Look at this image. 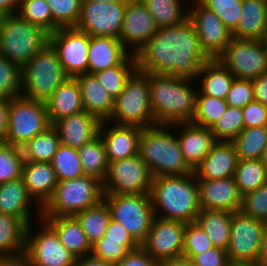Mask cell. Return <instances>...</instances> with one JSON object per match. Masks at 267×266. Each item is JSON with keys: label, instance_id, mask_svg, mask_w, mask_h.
<instances>
[{"label": "cell", "instance_id": "816d5d0a", "mask_svg": "<svg viewBox=\"0 0 267 266\" xmlns=\"http://www.w3.org/2000/svg\"><path fill=\"white\" fill-rule=\"evenodd\" d=\"M205 7L212 10L223 24L233 32L242 13V0H199Z\"/></svg>", "mask_w": 267, "mask_h": 266}, {"label": "cell", "instance_id": "6f0895ef", "mask_svg": "<svg viewBox=\"0 0 267 266\" xmlns=\"http://www.w3.org/2000/svg\"><path fill=\"white\" fill-rule=\"evenodd\" d=\"M155 261L141 246L129 251L115 266H157Z\"/></svg>", "mask_w": 267, "mask_h": 266}, {"label": "cell", "instance_id": "753ad0ef", "mask_svg": "<svg viewBox=\"0 0 267 266\" xmlns=\"http://www.w3.org/2000/svg\"><path fill=\"white\" fill-rule=\"evenodd\" d=\"M3 17H4V14L0 12V27H1V22H2Z\"/></svg>", "mask_w": 267, "mask_h": 266}, {"label": "cell", "instance_id": "f5cc1de1", "mask_svg": "<svg viewBox=\"0 0 267 266\" xmlns=\"http://www.w3.org/2000/svg\"><path fill=\"white\" fill-rule=\"evenodd\" d=\"M243 214L267 223V182L242 197L240 210Z\"/></svg>", "mask_w": 267, "mask_h": 266}, {"label": "cell", "instance_id": "f6af8a7d", "mask_svg": "<svg viewBox=\"0 0 267 266\" xmlns=\"http://www.w3.org/2000/svg\"><path fill=\"white\" fill-rule=\"evenodd\" d=\"M83 0H47L53 19V32L75 27L79 21Z\"/></svg>", "mask_w": 267, "mask_h": 266}, {"label": "cell", "instance_id": "277c9868", "mask_svg": "<svg viewBox=\"0 0 267 266\" xmlns=\"http://www.w3.org/2000/svg\"><path fill=\"white\" fill-rule=\"evenodd\" d=\"M138 155L153 177L189 175L193 172L184 161L173 124L143 128Z\"/></svg>", "mask_w": 267, "mask_h": 266}, {"label": "cell", "instance_id": "7402d4cb", "mask_svg": "<svg viewBox=\"0 0 267 266\" xmlns=\"http://www.w3.org/2000/svg\"><path fill=\"white\" fill-rule=\"evenodd\" d=\"M199 204L204 210L238 212L242 206V195L234 177L219 180H197Z\"/></svg>", "mask_w": 267, "mask_h": 266}, {"label": "cell", "instance_id": "8992f818", "mask_svg": "<svg viewBox=\"0 0 267 266\" xmlns=\"http://www.w3.org/2000/svg\"><path fill=\"white\" fill-rule=\"evenodd\" d=\"M103 200L102 182L92 176L59 181L41 217L75 216Z\"/></svg>", "mask_w": 267, "mask_h": 266}, {"label": "cell", "instance_id": "7dc6e473", "mask_svg": "<svg viewBox=\"0 0 267 266\" xmlns=\"http://www.w3.org/2000/svg\"><path fill=\"white\" fill-rule=\"evenodd\" d=\"M22 68L0 55V97L22 96Z\"/></svg>", "mask_w": 267, "mask_h": 266}, {"label": "cell", "instance_id": "e7e4bbea", "mask_svg": "<svg viewBox=\"0 0 267 266\" xmlns=\"http://www.w3.org/2000/svg\"><path fill=\"white\" fill-rule=\"evenodd\" d=\"M157 266H193L192 261L184 256L158 261Z\"/></svg>", "mask_w": 267, "mask_h": 266}, {"label": "cell", "instance_id": "bcb514c9", "mask_svg": "<svg viewBox=\"0 0 267 266\" xmlns=\"http://www.w3.org/2000/svg\"><path fill=\"white\" fill-rule=\"evenodd\" d=\"M210 129L216 141L232 142L244 129L242 109L228 106L222 117Z\"/></svg>", "mask_w": 267, "mask_h": 266}, {"label": "cell", "instance_id": "603a6c76", "mask_svg": "<svg viewBox=\"0 0 267 266\" xmlns=\"http://www.w3.org/2000/svg\"><path fill=\"white\" fill-rule=\"evenodd\" d=\"M29 195L23 178L0 183V213L18 217L27 227L41 218L42 208ZM33 206H35L33 208ZM33 209V210H32ZM32 210V211H31ZM36 211L33 213V211ZM33 217L34 214H37ZM33 218V219H32Z\"/></svg>", "mask_w": 267, "mask_h": 266}, {"label": "cell", "instance_id": "836d02e7", "mask_svg": "<svg viewBox=\"0 0 267 266\" xmlns=\"http://www.w3.org/2000/svg\"><path fill=\"white\" fill-rule=\"evenodd\" d=\"M158 28L176 26L188 19L190 0H141ZM187 3V4H186Z\"/></svg>", "mask_w": 267, "mask_h": 266}, {"label": "cell", "instance_id": "6125c7cd", "mask_svg": "<svg viewBox=\"0 0 267 266\" xmlns=\"http://www.w3.org/2000/svg\"><path fill=\"white\" fill-rule=\"evenodd\" d=\"M0 266H32L25 252L0 256Z\"/></svg>", "mask_w": 267, "mask_h": 266}, {"label": "cell", "instance_id": "db71d44e", "mask_svg": "<svg viewBox=\"0 0 267 266\" xmlns=\"http://www.w3.org/2000/svg\"><path fill=\"white\" fill-rule=\"evenodd\" d=\"M228 106L243 108L254 100L253 82L235 78L225 98Z\"/></svg>", "mask_w": 267, "mask_h": 266}, {"label": "cell", "instance_id": "2e32d148", "mask_svg": "<svg viewBox=\"0 0 267 266\" xmlns=\"http://www.w3.org/2000/svg\"><path fill=\"white\" fill-rule=\"evenodd\" d=\"M188 19L194 26L202 50L210 59H216L230 43L232 32L199 0H190Z\"/></svg>", "mask_w": 267, "mask_h": 266}, {"label": "cell", "instance_id": "f546056e", "mask_svg": "<svg viewBox=\"0 0 267 266\" xmlns=\"http://www.w3.org/2000/svg\"><path fill=\"white\" fill-rule=\"evenodd\" d=\"M41 218L55 230L60 242L76 258L91 255L92 245L75 216Z\"/></svg>", "mask_w": 267, "mask_h": 266}, {"label": "cell", "instance_id": "8d00e7d4", "mask_svg": "<svg viewBox=\"0 0 267 266\" xmlns=\"http://www.w3.org/2000/svg\"><path fill=\"white\" fill-rule=\"evenodd\" d=\"M77 150L84 175L95 177L103 182L107 174L109 162L102 138L97 136L90 143L84 144Z\"/></svg>", "mask_w": 267, "mask_h": 266}, {"label": "cell", "instance_id": "484cf974", "mask_svg": "<svg viewBox=\"0 0 267 266\" xmlns=\"http://www.w3.org/2000/svg\"><path fill=\"white\" fill-rule=\"evenodd\" d=\"M22 178L29 195L41 208L51 199L58 180L51 163L24 161Z\"/></svg>", "mask_w": 267, "mask_h": 266}, {"label": "cell", "instance_id": "b9f144b4", "mask_svg": "<svg viewBox=\"0 0 267 266\" xmlns=\"http://www.w3.org/2000/svg\"><path fill=\"white\" fill-rule=\"evenodd\" d=\"M51 164L58 182L84 176L76 148L60 144Z\"/></svg>", "mask_w": 267, "mask_h": 266}, {"label": "cell", "instance_id": "8c879c8a", "mask_svg": "<svg viewBox=\"0 0 267 266\" xmlns=\"http://www.w3.org/2000/svg\"><path fill=\"white\" fill-rule=\"evenodd\" d=\"M231 266H259L258 264H231Z\"/></svg>", "mask_w": 267, "mask_h": 266}, {"label": "cell", "instance_id": "680465c9", "mask_svg": "<svg viewBox=\"0 0 267 266\" xmlns=\"http://www.w3.org/2000/svg\"><path fill=\"white\" fill-rule=\"evenodd\" d=\"M104 237L114 241H136L122 224L112 219L109 221Z\"/></svg>", "mask_w": 267, "mask_h": 266}, {"label": "cell", "instance_id": "03108f58", "mask_svg": "<svg viewBox=\"0 0 267 266\" xmlns=\"http://www.w3.org/2000/svg\"><path fill=\"white\" fill-rule=\"evenodd\" d=\"M20 0H0V12L4 15L17 13Z\"/></svg>", "mask_w": 267, "mask_h": 266}, {"label": "cell", "instance_id": "60d3db41", "mask_svg": "<svg viewBox=\"0 0 267 266\" xmlns=\"http://www.w3.org/2000/svg\"><path fill=\"white\" fill-rule=\"evenodd\" d=\"M234 179L242 196L260 188L267 182L261 159H239Z\"/></svg>", "mask_w": 267, "mask_h": 266}, {"label": "cell", "instance_id": "ffe728a7", "mask_svg": "<svg viewBox=\"0 0 267 266\" xmlns=\"http://www.w3.org/2000/svg\"><path fill=\"white\" fill-rule=\"evenodd\" d=\"M176 138L187 165L194 171L217 142L210 128L191 122L173 124Z\"/></svg>", "mask_w": 267, "mask_h": 266}, {"label": "cell", "instance_id": "ac0fdd59", "mask_svg": "<svg viewBox=\"0 0 267 266\" xmlns=\"http://www.w3.org/2000/svg\"><path fill=\"white\" fill-rule=\"evenodd\" d=\"M186 224L180 221L154 218L141 247L155 260L182 256Z\"/></svg>", "mask_w": 267, "mask_h": 266}, {"label": "cell", "instance_id": "91938a15", "mask_svg": "<svg viewBox=\"0 0 267 266\" xmlns=\"http://www.w3.org/2000/svg\"><path fill=\"white\" fill-rule=\"evenodd\" d=\"M254 100L267 106V72L252 80Z\"/></svg>", "mask_w": 267, "mask_h": 266}, {"label": "cell", "instance_id": "74e56055", "mask_svg": "<svg viewBox=\"0 0 267 266\" xmlns=\"http://www.w3.org/2000/svg\"><path fill=\"white\" fill-rule=\"evenodd\" d=\"M137 70L136 56L129 54L119 65L94 73L99 83L115 99L123 91L126 81Z\"/></svg>", "mask_w": 267, "mask_h": 266}, {"label": "cell", "instance_id": "1f68e13d", "mask_svg": "<svg viewBox=\"0 0 267 266\" xmlns=\"http://www.w3.org/2000/svg\"><path fill=\"white\" fill-rule=\"evenodd\" d=\"M267 32V0H242V13L232 37L259 40Z\"/></svg>", "mask_w": 267, "mask_h": 266}, {"label": "cell", "instance_id": "003e7915", "mask_svg": "<svg viewBox=\"0 0 267 266\" xmlns=\"http://www.w3.org/2000/svg\"><path fill=\"white\" fill-rule=\"evenodd\" d=\"M257 264L259 266H267V223L262 236L261 251Z\"/></svg>", "mask_w": 267, "mask_h": 266}, {"label": "cell", "instance_id": "6da1fadb", "mask_svg": "<svg viewBox=\"0 0 267 266\" xmlns=\"http://www.w3.org/2000/svg\"><path fill=\"white\" fill-rule=\"evenodd\" d=\"M135 56L140 72L192 80L196 79L202 66L210 59L200 47L189 19L176 26L158 28Z\"/></svg>", "mask_w": 267, "mask_h": 266}, {"label": "cell", "instance_id": "7bdbcfd3", "mask_svg": "<svg viewBox=\"0 0 267 266\" xmlns=\"http://www.w3.org/2000/svg\"><path fill=\"white\" fill-rule=\"evenodd\" d=\"M227 107L225 99L198 94L195 114L191 123L211 128L222 117Z\"/></svg>", "mask_w": 267, "mask_h": 266}, {"label": "cell", "instance_id": "11a10c76", "mask_svg": "<svg viewBox=\"0 0 267 266\" xmlns=\"http://www.w3.org/2000/svg\"><path fill=\"white\" fill-rule=\"evenodd\" d=\"M244 128L267 127V106L253 100L242 108Z\"/></svg>", "mask_w": 267, "mask_h": 266}, {"label": "cell", "instance_id": "cb8c5ba5", "mask_svg": "<svg viewBox=\"0 0 267 266\" xmlns=\"http://www.w3.org/2000/svg\"><path fill=\"white\" fill-rule=\"evenodd\" d=\"M101 123L96 116L82 111L62 118L52 126L56 129L61 144L78 149L99 136Z\"/></svg>", "mask_w": 267, "mask_h": 266}, {"label": "cell", "instance_id": "c3c4849f", "mask_svg": "<svg viewBox=\"0 0 267 266\" xmlns=\"http://www.w3.org/2000/svg\"><path fill=\"white\" fill-rule=\"evenodd\" d=\"M23 163L20 147L0 142V183L21 178Z\"/></svg>", "mask_w": 267, "mask_h": 266}, {"label": "cell", "instance_id": "5bb4252c", "mask_svg": "<svg viewBox=\"0 0 267 266\" xmlns=\"http://www.w3.org/2000/svg\"><path fill=\"white\" fill-rule=\"evenodd\" d=\"M217 59L238 79L254 80L267 72V58L259 40L232 37Z\"/></svg>", "mask_w": 267, "mask_h": 266}, {"label": "cell", "instance_id": "d4e9b609", "mask_svg": "<svg viewBox=\"0 0 267 266\" xmlns=\"http://www.w3.org/2000/svg\"><path fill=\"white\" fill-rule=\"evenodd\" d=\"M238 160L233 142L217 141L193 172L197 180H219L234 177Z\"/></svg>", "mask_w": 267, "mask_h": 266}, {"label": "cell", "instance_id": "d6a6232c", "mask_svg": "<svg viewBox=\"0 0 267 266\" xmlns=\"http://www.w3.org/2000/svg\"><path fill=\"white\" fill-rule=\"evenodd\" d=\"M234 212L201 209L195 222L206 232L214 247L227 250Z\"/></svg>", "mask_w": 267, "mask_h": 266}, {"label": "cell", "instance_id": "5b68a950", "mask_svg": "<svg viewBox=\"0 0 267 266\" xmlns=\"http://www.w3.org/2000/svg\"><path fill=\"white\" fill-rule=\"evenodd\" d=\"M51 34L18 13L6 14L0 27V55L22 68L36 53L51 44Z\"/></svg>", "mask_w": 267, "mask_h": 266}, {"label": "cell", "instance_id": "be15d7a7", "mask_svg": "<svg viewBox=\"0 0 267 266\" xmlns=\"http://www.w3.org/2000/svg\"><path fill=\"white\" fill-rule=\"evenodd\" d=\"M74 266H115L101 259L95 258L92 255L78 257Z\"/></svg>", "mask_w": 267, "mask_h": 266}, {"label": "cell", "instance_id": "f1b7e54d", "mask_svg": "<svg viewBox=\"0 0 267 266\" xmlns=\"http://www.w3.org/2000/svg\"><path fill=\"white\" fill-rule=\"evenodd\" d=\"M129 54L117 38L89 36L87 73L119 65Z\"/></svg>", "mask_w": 267, "mask_h": 266}, {"label": "cell", "instance_id": "a7ac6f4b", "mask_svg": "<svg viewBox=\"0 0 267 266\" xmlns=\"http://www.w3.org/2000/svg\"><path fill=\"white\" fill-rule=\"evenodd\" d=\"M261 45L263 46L264 54L267 58V32L259 39Z\"/></svg>", "mask_w": 267, "mask_h": 266}, {"label": "cell", "instance_id": "89a4df30", "mask_svg": "<svg viewBox=\"0 0 267 266\" xmlns=\"http://www.w3.org/2000/svg\"><path fill=\"white\" fill-rule=\"evenodd\" d=\"M261 161H262L263 167H264L266 174H267V147H266L265 151L263 152V155L261 157Z\"/></svg>", "mask_w": 267, "mask_h": 266}, {"label": "cell", "instance_id": "ba28073f", "mask_svg": "<svg viewBox=\"0 0 267 266\" xmlns=\"http://www.w3.org/2000/svg\"><path fill=\"white\" fill-rule=\"evenodd\" d=\"M22 96L45 102L68 76L50 44L22 67Z\"/></svg>", "mask_w": 267, "mask_h": 266}, {"label": "cell", "instance_id": "44dd1931", "mask_svg": "<svg viewBox=\"0 0 267 266\" xmlns=\"http://www.w3.org/2000/svg\"><path fill=\"white\" fill-rule=\"evenodd\" d=\"M143 128L116 125L108 121L101 123L99 136L102 138L108 162L138 155Z\"/></svg>", "mask_w": 267, "mask_h": 266}, {"label": "cell", "instance_id": "8fae6325", "mask_svg": "<svg viewBox=\"0 0 267 266\" xmlns=\"http://www.w3.org/2000/svg\"><path fill=\"white\" fill-rule=\"evenodd\" d=\"M38 221L34 222L40 227L34 229L31 223L26 229L24 252L31 265L74 266L77 258L60 242L55 230L44 219Z\"/></svg>", "mask_w": 267, "mask_h": 266}, {"label": "cell", "instance_id": "9f6ffc18", "mask_svg": "<svg viewBox=\"0 0 267 266\" xmlns=\"http://www.w3.org/2000/svg\"><path fill=\"white\" fill-rule=\"evenodd\" d=\"M191 261L193 266H231L227 251L217 247L196 255Z\"/></svg>", "mask_w": 267, "mask_h": 266}, {"label": "cell", "instance_id": "3957f363", "mask_svg": "<svg viewBox=\"0 0 267 266\" xmlns=\"http://www.w3.org/2000/svg\"><path fill=\"white\" fill-rule=\"evenodd\" d=\"M150 197L156 217L195 222L201 211L199 186L194 172L189 175L153 177Z\"/></svg>", "mask_w": 267, "mask_h": 266}, {"label": "cell", "instance_id": "4316f807", "mask_svg": "<svg viewBox=\"0 0 267 266\" xmlns=\"http://www.w3.org/2000/svg\"><path fill=\"white\" fill-rule=\"evenodd\" d=\"M45 104L51 125L62 118L84 111L77 79L68 77L55 89Z\"/></svg>", "mask_w": 267, "mask_h": 266}, {"label": "cell", "instance_id": "83f0119b", "mask_svg": "<svg viewBox=\"0 0 267 266\" xmlns=\"http://www.w3.org/2000/svg\"><path fill=\"white\" fill-rule=\"evenodd\" d=\"M75 78L80 86L83 110L96 116L101 122L108 121L113 110V97L94 74L85 73Z\"/></svg>", "mask_w": 267, "mask_h": 266}, {"label": "cell", "instance_id": "52a82bcc", "mask_svg": "<svg viewBox=\"0 0 267 266\" xmlns=\"http://www.w3.org/2000/svg\"><path fill=\"white\" fill-rule=\"evenodd\" d=\"M108 122L116 125L155 126L149 93V73L136 70L126 81L123 91L114 99Z\"/></svg>", "mask_w": 267, "mask_h": 266}, {"label": "cell", "instance_id": "d6986e66", "mask_svg": "<svg viewBox=\"0 0 267 266\" xmlns=\"http://www.w3.org/2000/svg\"><path fill=\"white\" fill-rule=\"evenodd\" d=\"M153 15L141 0H127L125 15L119 40L124 48L133 55L157 32Z\"/></svg>", "mask_w": 267, "mask_h": 266}, {"label": "cell", "instance_id": "4dcf8cb0", "mask_svg": "<svg viewBox=\"0 0 267 266\" xmlns=\"http://www.w3.org/2000/svg\"><path fill=\"white\" fill-rule=\"evenodd\" d=\"M235 77L216 58L209 59L201 68L195 81L198 86V94L225 99Z\"/></svg>", "mask_w": 267, "mask_h": 266}, {"label": "cell", "instance_id": "ab89813d", "mask_svg": "<svg viewBox=\"0 0 267 266\" xmlns=\"http://www.w3.org/2000/svg\"><path fill=\"white\" fill-rule=\"evenodd\" d=\"M232 142L238 159H261L267 147V127L244 128Z\"/></svg>", "mask_w": 267, "mask_h": 266}, {"label": "cell", "instance_id": "9a60e30c", "mask_svg": "<svg viewBox=\"0 0 267 266\" xmlns=\"http://www.w3.org/2000/svg\"><path fill=\"white\" fill-rule=\"evenodd\" d=\"M127 2L82 1L81 14L75 28L89 36L120 37Z\"/></svg>", "mask_w": 267, "mask_h": 266}, {"label": "cell", "instance_id": "30bf717a", "mask_svg": "<svg viewBox=\"0 0 267 266\" xmlns=\"http://www.w3.org/2000/svg\"><path fill=\"white\" fill-rule=\"evenodd\" d=\"M50 126L45 102L23 96L9 99V127L3 143L22 148Z\"/></svg>", "mask_w": 267, "mask_h": 266}, {"label": "cell", "instance_id": "7c38bea8", "mask_svg": "<svg viewBox=\"0 0 267 266\" xmlns=\"http://www.w3.org/2000/svg\"><path fill=\"white\" fill-rule=\"evenodd\" d=\"M153 176L139 155L109 162L103 194H150Z\"/></svg>", "mask_w": 267, "mask_h": 266}, {"label": "cell", "instance_id": "ee69618b", "mask_svg": "<svg viewBox=\"0 0 267 266\" xmlns=\"http://www.w3.org/2000/svg\"><path fill=\"white\" fill-rule=\"evenodd\" d=\"M141 245L137 241H114L102 237L92 245L91 255L107 263L118 264L129 251L138 249Z\"/></svg>", "mask_w": 267, "mask_h": 266}, {"label": "cell", "instance_id": "94428289", "mask_svg": "<svg viewBox=\"0 0 267 266\" xmlns=\"http://www.w3.org/2000/svg\"><path fill=\"white\" fill-rule=\"evenodd\" d=\"M9 127V99L0 97V142H4Z\"/></svg>", "mask_w": 267, "mask_h": 266}, {"label": "cell", "instance_id": "681fc988", "mask_svg": "<svg viewBox=\"0 0 267 266\" xmlns=\"http://www.w3.org/2000/svg\"><path fill=\"white\" fill-rule=\"evenodd\" d=\"M17 13L28 22L53 33V19L47 0H24Z\"/></svg>", "mask_w": 267, "mask_h": 266}, {"label": "cell", "instance_id": "9c48e42d", "mask_svg": "<svg viewBox=\"0 0 267 266\" xmlns=\"http://www.w3.org/2000/svg\"><path fill=\"white\" fill-rule=\"evenodd\" d=\"M111 219L122 224L141 245L155 218L150 194H103Z\"/></svg>", "mask_w": 267, "mask_h": 266}, {"label": "cell", "instance_id": "4fadbf2b", "mask_svg": "<svg viewBox=\"0 0 267 266\" xmlns=\"http://www.w3.org/2000/svg\"><path fill=\"white\" fill-rule=\"evenodd\" d=\"M266 222L241 211L232 214L230 242L227 248L231 264H257Z\"/></svg>", "mask_w": 267, "mask_h": 266}, {"label": "cell", "instance_id": "d590c367", "mask_svg": "<svg viewBox=\"0 0 267 266\" xmlns=\"http://www.w3.org/2000/svg\"><path fill=\"white\" fill-rule=\"evenodd\" d=\"M60 144L58 133L51 125L21 148L24 161L51 163Z\"/></svg>", "mask_w": 267, "mask_h": 266}, {"label": "cell", "instance_id": "f35d334b", "mask_svg": "<svg viewBox=\"0 0 267 266\" xmlns=\"http://www.w3.org/2000/svg\"><path fill=\"white\" fill-rule=\"evenodd\" d=\"M75 217L80 222L91 245L105 235L111 220L110 210L103 200L94 207L78 212Z\"/></svg>", "mask_w": 267, "mask_h": 266}, {"label": "cell", "instance_id": "7a4b0ae2", "mask_svg": "<svg viewBox=\"0 0 267 266\" xmlns=\"http://www.w3.org/2000/svg\"><path fill=\"white\" fill-rule=\"evenodd\" d=\"M195 82L174 75L149 73L150 102L157 125L192 121L198 95Z\"/></svg>", "mask_w": 267, "mask_h": 266}, {"label": "cell", "instance_id": "f907efd6", "mask_svg": "<svg viewBox=\"0 0 267 266\" xmlns=\"http://www.w3.org/2000/svg\"><path fill=\"white\" fill-rule=\"evenodd\" d=\"M214 247L206 232L196 223H187L184 231L182 256L192 260L196 255Z\"/></svg>", "mask_w": 267, "mask_h": 266}, {"label": "cell", "instance_id": "e0dca14e", "mask_svg": "<svg viewBox=\"0 0 267 266\" xmlns=\"http://www.w3.org/2000/svg\"><path fill=\"white\" fill-rule=\"evenodd\" d=\"M51 45L56 50L68 77L87 73L89 35L75 27L59 28L51 34Z\"/></svg>", "mask_w": 267, "mask_h": 266}, {"label": "cell", "instance_id": "2644e50d", "mask_svg": "<svg viewBox=\"0 0 267 266\" xmlns=\"http://www.w3.org/2000/svg\"><path fill=\"white\" fill-rule=\"evenodd\" d=\"M90 2L106 3V2H127V0H83Z\"/></svg>", "mask_w": 267, "mask_h": 266}, {"label": "cell", "instance_id": "e575fe53", "mask_svg": "<svg viewBox=\"0 0 267 266\" xmlns=\"http://www.w3.org/2000/svg\"><path fill=\"white\" fill-rule=\"evenodd\" d=\"M26 229L18 217L0 213V256L24 252Z\"/></svg>", "mask_w": 267, "mask_h": 266}]
</instances>
